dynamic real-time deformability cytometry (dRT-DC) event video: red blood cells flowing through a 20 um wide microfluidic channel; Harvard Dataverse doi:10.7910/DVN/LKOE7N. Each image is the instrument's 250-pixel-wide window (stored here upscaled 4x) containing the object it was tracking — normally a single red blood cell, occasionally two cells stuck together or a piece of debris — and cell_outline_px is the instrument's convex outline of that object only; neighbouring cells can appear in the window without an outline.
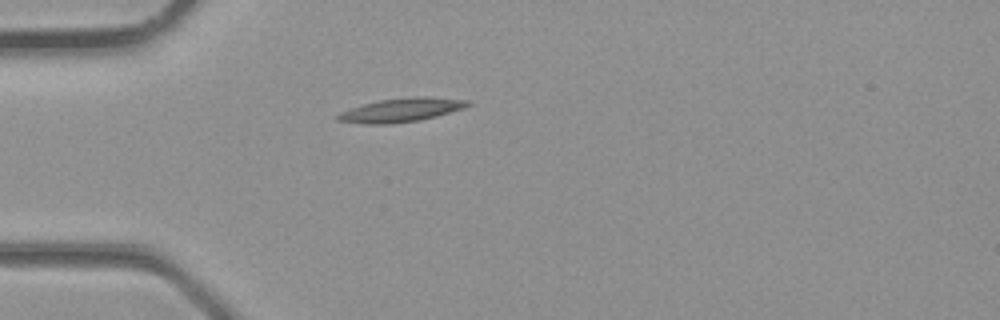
{"species": "common noctule bat (a hibernating species)", "species_latin": "Nyctalus noctula", "temperature_condition": "room temperature", "stored_images_in_passage": 1, "camera_frame_rate_fps": 3000, "um_per_image_px": 0.085, "animal": {"sex": "male", "body_mass_g": 23.1, "forearm_length_mm": 52.7}, "frame": {"image": 1, "passage_image": 1, "time_ms": 0.0, "image_size_px": [1000, 320], "cell_outline_px": [[472, 104], [464, 108], [436, 116], [420, 120], [388, 124], [364, 124], [336, 120], [336, 116], [340, 112], [364, 104], [380, 100], [412, 96], [428, 96], [468, 100]], "centroid_in_image_um": [34.13, 9.34], "position_along_channel_um": 50.9, "area_um2": 17.98}}